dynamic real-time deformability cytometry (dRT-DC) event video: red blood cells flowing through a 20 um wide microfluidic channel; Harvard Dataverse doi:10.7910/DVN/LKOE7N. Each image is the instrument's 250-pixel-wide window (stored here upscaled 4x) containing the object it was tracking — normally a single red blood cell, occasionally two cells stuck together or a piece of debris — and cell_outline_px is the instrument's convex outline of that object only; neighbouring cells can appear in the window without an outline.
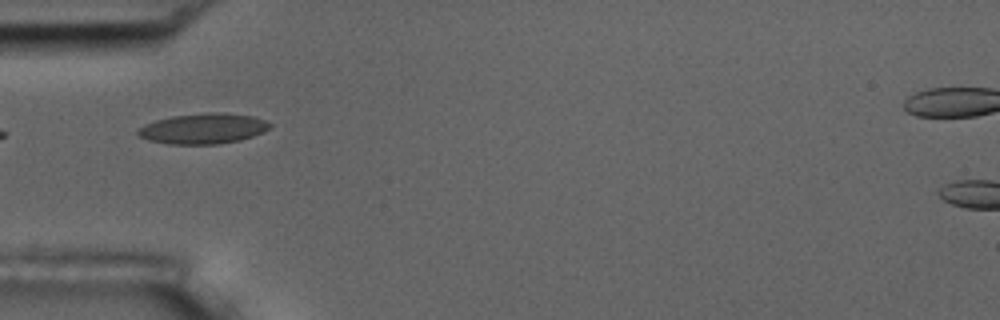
{"species": "common noctule bat (a hibernating species)", "species_latin": "Nyctalus noctula", "temperature_condition": "room temperature", "stored_images_in_passage": 5, "camera_frame_rate_fps": 3000, "um_per_image_px": 0.085, "animal": {"sex": "male", "body_mass_g": 17.5, "forearm_length_mm": 52.3}, "frame": {"image": 1, "passage_image": 1, "time_ms": 0.0, "image_size_px": [1000, 320], "cell_outline_px": [[272, 124], [264, 132], [240, 140], [216, 144], [168, 144], [148, 140], [136, 136], [136, 128], [144, 124], [156, 120], [172, 116], [204, 112], [224, 112], [252, 116], [264, 120]], "centroid_in_image_um": [17.21, 10.92], "position_along_channel_um": 67.8, "area_um2": 23.64}}
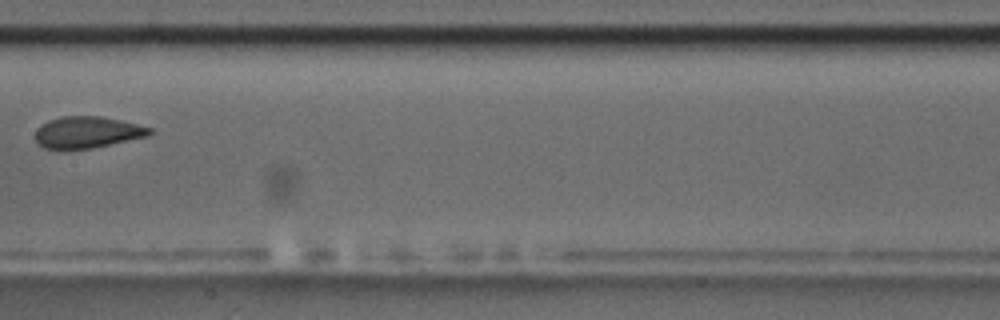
{"frame": {"image": 2, "passage_image": 4, "time_ms": 3.667, "image_size_px": [1000, 320], "cell_outline_px": [[152, 132], [148, 136], [92, 148], [64, 152], [60, 152], [44, 148], [36, 140], [36, 128], [48, 120], [60, 116], [100, 116], [120, 120], [152, 128]], "centroid_in_image_um": [7.35, 11.27], "position_along_channel_um": 200.0, "area_um2": 21.5}}